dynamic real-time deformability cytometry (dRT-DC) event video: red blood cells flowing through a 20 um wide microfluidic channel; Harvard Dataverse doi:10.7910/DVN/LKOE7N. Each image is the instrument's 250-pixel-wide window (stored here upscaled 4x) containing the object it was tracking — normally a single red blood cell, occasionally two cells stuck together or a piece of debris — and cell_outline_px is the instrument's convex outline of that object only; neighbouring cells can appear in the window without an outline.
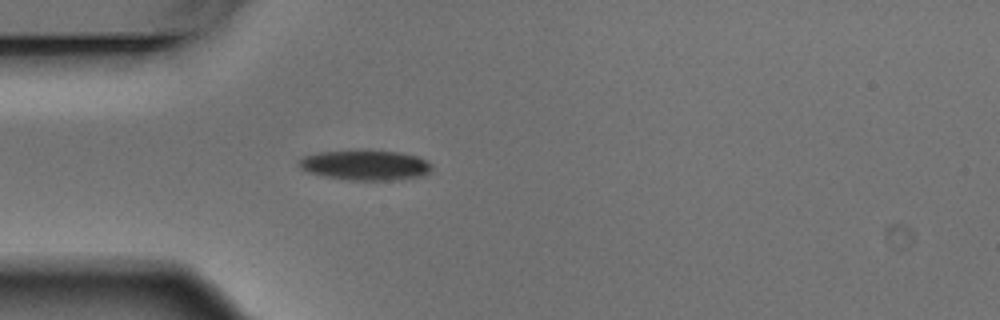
{"species": "Egyptian fruit bat (a non-hibernating species)", "species_latin": "Rousettus aegyptiacus", "temperature_condition": "warm", "stored_images_in_passage": 1, "camera_frame_rate_fps": 3000, "um_per_image_px": 0.085, "animal": {"sex": "male"}, "frame": {"image": 1, "passage_image": 1, "time_ms": 0.0, "image_size_px": [1000, 320], "cell_outline_px": [[432, 168], [428, 172], [420, 176], [388, 180], [348, 180], [320, 176], [308, 172], [300, 168], [300, 160], [304, 156], [316, 152], [400, 152], [416, 156], [428, 160], [432, 164]], "centroid_in_image_um": [31.04, 14.06], "position_along_channel_um": 54.0, "area_um2": 22.72}}